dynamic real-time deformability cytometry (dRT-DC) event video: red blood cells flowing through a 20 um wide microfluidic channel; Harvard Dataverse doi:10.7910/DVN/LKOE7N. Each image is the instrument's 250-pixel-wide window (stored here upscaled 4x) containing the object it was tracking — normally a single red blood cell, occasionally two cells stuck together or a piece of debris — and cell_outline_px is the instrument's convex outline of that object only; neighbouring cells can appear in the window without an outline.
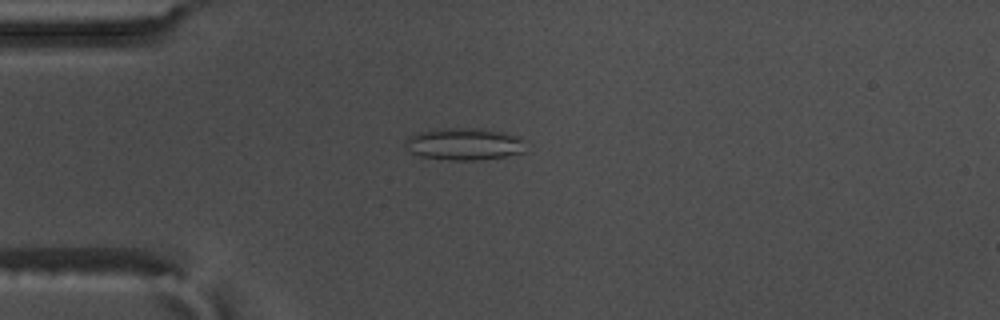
{"species": "common noctule bat (a hibernating species)", "species_latin": "Nyctalus noctula", "temperature_condition": "warm", "stored_images_in_passage": 49, "camera_frame_rate_fps": 3000, "um_per_image_px": 0.085, "animal": {"sex": "male", "body_mass_g": 17.5, "forearm_length_mm": 52.3}, "frame": {"image": 1, "passage_image": 7, "time_ms": 2.0, "image_size_px": [1000, 320], "cell_outline_px": [[524, 152], [504, 156], [480, 160], [448, 160], [420, 156], [412, 152], [404, 144], [404, 140], [408, 136], [420, 132], [440, 128], [484, 128], [516, 136], [520, 140]], "centroid_in_image_um": [39.38, 12.24], "position_along_channel_um": 45.6, "area_um2": 22.25}}
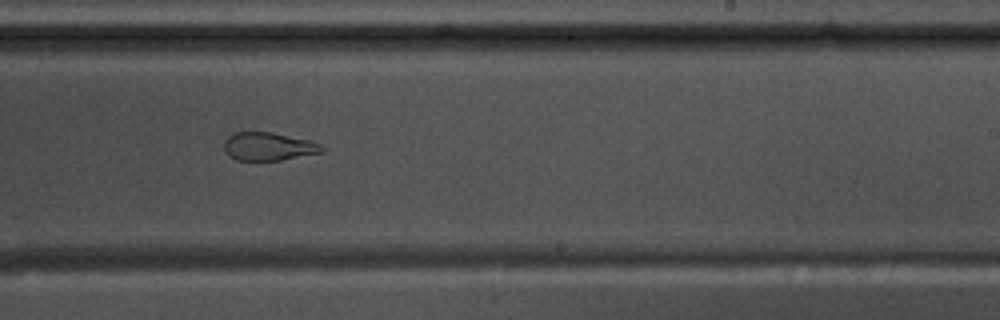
{"frame": {"image": 2, "passage_image": 27, "time_ms": 8.667, "image_size_px": [1000, 320], "cell_outline_px": [[328, 148], [324, 152], [280, 160], [236, 160], [228, 156], [224, 148], [224, 140], [228, 136], [236, 132], [272, 132], [312, 140]], "centroid_in_image_um": [22.86, 12.44], "position_along_channel_um": 266.1, "area_um2": 16.3}}
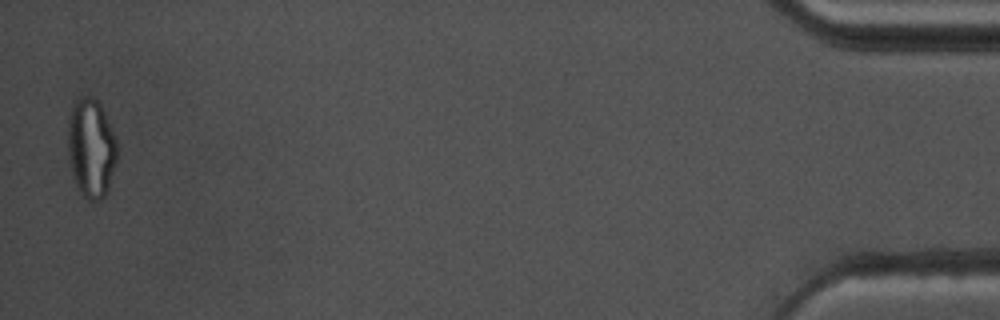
{"frame": {"image": 3, "passage_image": 48, "time_ms": 15.667, "image_size_px": [1000, 320], "cell_outline_px": [[116, 160], [104, 196], [100, 200], [88, 200], [80, 192], [76, 184], [72, 172], [68, 156], [68, 116], [76, 100], [80, 96], [92, 96], [100, 104], [104, 112], [116, 140]], "centroid_in_image_um": [7.71, 12.55], "position_along_channel_um": 427.5, "area_um2": 27.92}, "authors_computed_cell_mechanics": {"area_um2": 21.675, "velocity_mm_per_s": 3.6018, "shape_relaxation_time_tau1_ms": null, "shape_relaxation_time_tau2_ms": 1.4235, "deformation_change_tau1": null, "deformation_change_tau2": 0.0887}}